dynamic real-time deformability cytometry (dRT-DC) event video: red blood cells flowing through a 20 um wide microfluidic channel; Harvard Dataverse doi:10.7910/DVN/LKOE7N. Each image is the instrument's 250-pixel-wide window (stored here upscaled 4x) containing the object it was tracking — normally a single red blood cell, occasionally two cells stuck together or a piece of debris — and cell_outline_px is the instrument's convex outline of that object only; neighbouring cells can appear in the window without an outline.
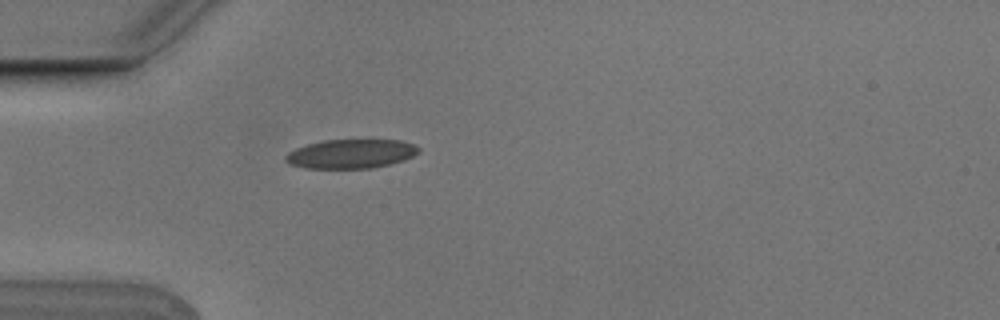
{"species": "Egyptian fruit bat (a non-hibernating species)", "species_latin": "Rousettus aegyptiacus", "temperature_condition": "cold", "stored_images_in_passage": 1, "camera_frame_rate_fps": 3000, "um_per_image_px": 0.085, "animal": {"sex": "male"}, "frame": {"image": 1, "passage_image": 1, "time_ms": 0.0, "image_size_px": [1000, 320], "cell_outline_px": [[420, 152], [404, 160], [372, 168], [304, 168], [288, 164], [284, 160], [284, 156], [288, 152], [296, 148], [308, 144], [324, 140], [400, 140], [416, 144], [420, 148]], "centroid_in_image_um": [29.82, 13.07], "position_along_channel_um": 55.2, "area_um2": 22.66}}